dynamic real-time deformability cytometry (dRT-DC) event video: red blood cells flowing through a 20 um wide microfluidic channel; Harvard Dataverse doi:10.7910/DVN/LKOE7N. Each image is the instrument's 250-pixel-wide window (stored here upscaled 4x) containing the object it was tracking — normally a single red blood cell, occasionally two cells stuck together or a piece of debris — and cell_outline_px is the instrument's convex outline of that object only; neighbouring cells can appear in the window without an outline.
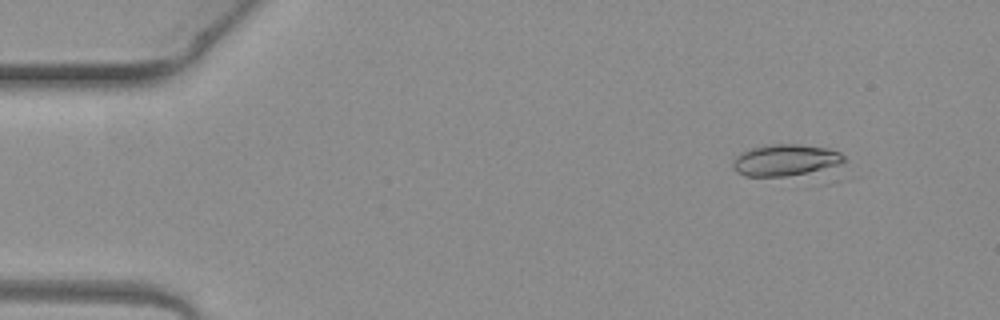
{"species": "common noctule bat (a hibernating species)", "species_latin": "Nyctalus noctula", "temperature_condition": "warm", "stored_images_in_passage": 3, "camera_frame_rate_fps": 3000, "um_per_image_px": 0.085, "animal": {"sex": "female", "body_mass_g": 19.3, "forearm_length_mm": 54.1}, "frame": {"image": 1, "passage_image": 1, "time_ms": 0.0, "image_size_px": [1000, 320], "cell_outline_px": [[852, 176], [848, 180], [828, 184], [824, 184], [744, 176], [736, 172], [732, 168], [732, 160], [736, 156], [752, 148], [764, 144], [800, 144], [828, 148], [840, 152], [848, 160]], "centroid_in_image_um": [67.46, 13.91], "position_along_channel_um": 17.5, "area_um2": 27.11}}